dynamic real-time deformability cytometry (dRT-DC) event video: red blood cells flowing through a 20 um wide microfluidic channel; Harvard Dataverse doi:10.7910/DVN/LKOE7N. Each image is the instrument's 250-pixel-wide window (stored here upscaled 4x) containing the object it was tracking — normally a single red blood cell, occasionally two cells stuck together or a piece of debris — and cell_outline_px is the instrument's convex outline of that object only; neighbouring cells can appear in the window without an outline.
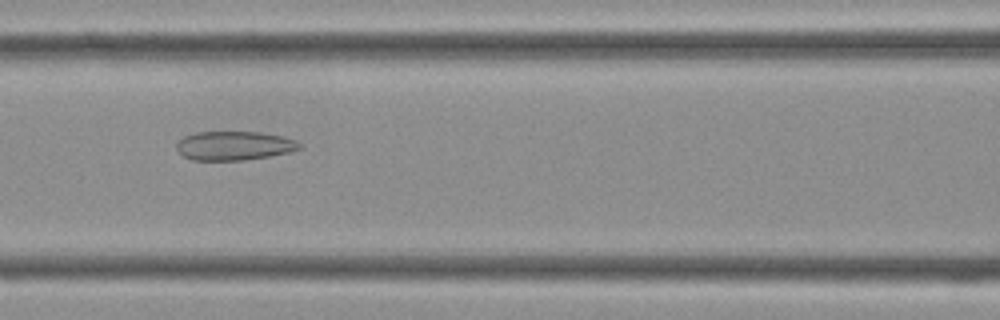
{"species": "Egyptian fruit bat (a non-hibernating species)", "species_latin": "Rousettus aegyptiacus", "temperature_condition": "cold", "stored_images_in_passage": 30, "camera_frame_rate_fps": 3000, "um_per_image_px": 0.085, "frame": {"image": 1, "passage_image": 6, "time_ms": 1.667, "image_size_px": [1000, 320], "cell_outline_px": [[300, 148], [288, 152], [268, 156], [244, 160], [192, 160], [184, 156], [176, 148], [176, 144], [184, 136], [196, 132], [260, 132], [284, 136], [296, 140], [300, 144]], "centroid_in_image_um": [19.9, 12.38], "position_along_channel_um": 146.7, "area_um2": 20.63}}
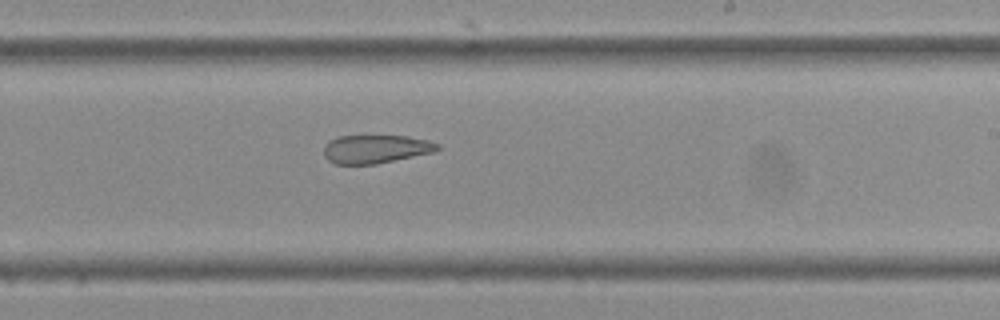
{"frame": {"image": 2, "passage_image": 13, "time_ms": 4.0, "image_size_px": [1000, 320], "cell_outline_px": [[440, 148], [432, 152], [376, 164], [336, 164], [328, 160], [324, 156], [324, 144], [328, 140], [340, 136], [408, 136], [428, 140], [440, 144]], "centroid_in_image_um": [31.91, 12.66], "position_along_channel_um": 257.1, "area_um2": 18.79}}
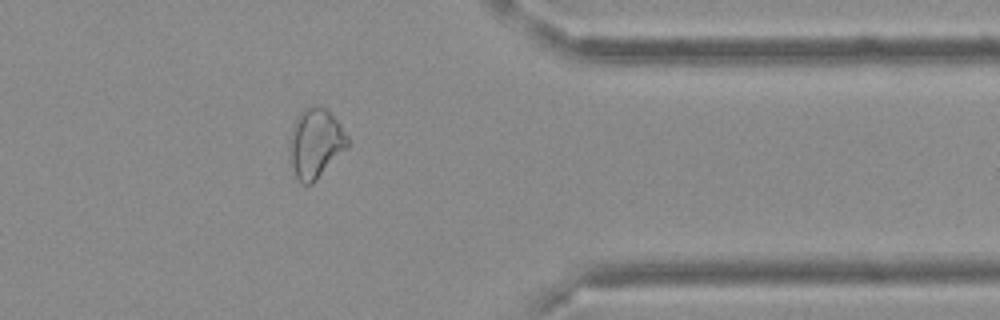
{"frame": {"image": 3, "passage_image": 22, "time_ms": 7.0, "image_size_px": [1000, 320], "cell_outline_px": [[348, 144], [316, 180], [312, 184], [300, 184], [296, 180], [288, 160], [288, 140], [292, 128], [300, 112], [304, 108], [324, 108], [340, 124], [348, 136]], "centroid_in_image_um": [26.73, 12.24], "position_along_channel_um": 384.7, "area_um2": 23.24}}